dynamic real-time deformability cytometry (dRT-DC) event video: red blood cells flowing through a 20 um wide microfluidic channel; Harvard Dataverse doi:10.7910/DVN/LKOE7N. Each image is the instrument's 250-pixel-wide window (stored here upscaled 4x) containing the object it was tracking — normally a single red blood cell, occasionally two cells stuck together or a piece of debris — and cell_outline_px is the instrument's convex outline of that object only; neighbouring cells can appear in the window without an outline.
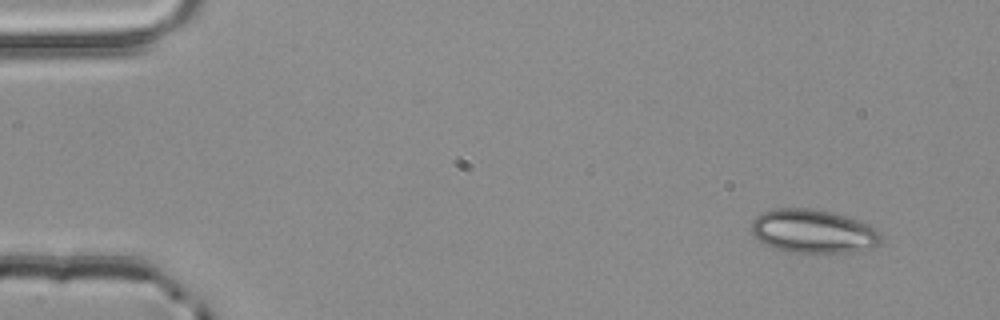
{"species": "common noctule bat (a hibernating species)", "species_latin": "Nyctalus noctula", "temperature_condition": "room temperature", "stored_images_in_passage": 5, "camera_frame_rate_fps": 3000, "um_per_image_px": 0.085, "animal": {"sex": "male", "body_mass_g": 20.4}, "frame": {"image": 1, "passage_image": 1, "time_ms": 0.0, "image_size_px": [1000, 320], "cell_outline_px": [[884, 240], [876, 248], [852, 252], [788, 252], [764, 244], [756, 240], [752, 232], [752, 220], [760, 212], [776, 208], [808, 208], [832, 212], [872, 224], [880, 232]], "centroid_in_image_um": [69.17, 19.66], "position_along_channel_um": 15.8, "area_um2": 33.52}}
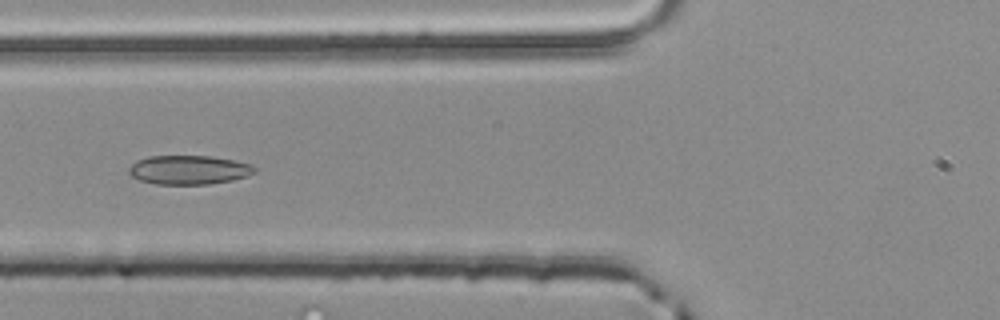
{"frame": {"image": 2, "passage_image": 4, "time_ms": 1.0, "image_size_px": [1000, 320], "cell_outline_px": [[256, 172], [248, 176], [232, 180], [208, 184], [156, 184], [140, 180], [132, 176], [128, 172], [128, 168], [136, 160], [148, 156], [212, 156], [236, 160], [252, 164], [256, 168]], "centroid_in_image_um": [16.08, 14.43], "position_along_channel_um": 109.7, "area_um2": 21.44}}
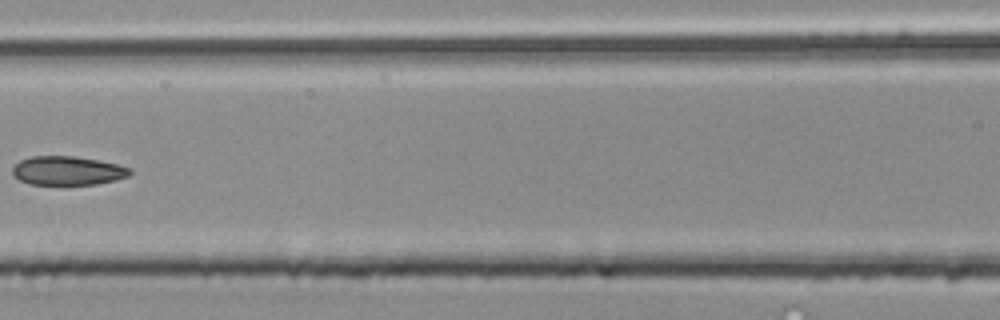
{"frame": {"image": 3, "passage_image": 5, "time_ms": 1.333, "image_size_px": [1000, 320], "cell_outline_px": [[132, 172], [128, 176], [116, 180], [96, 184], [28, 184], [20, 180], [12, 172], [12, 168], [20, 160], [32, 156], [72, 156], [100, 160], [132, 168]], "centroid_in_image_um": [5.77, 14.5], "position_along_channel_um": 160.8, "area_um2": 19.71}}